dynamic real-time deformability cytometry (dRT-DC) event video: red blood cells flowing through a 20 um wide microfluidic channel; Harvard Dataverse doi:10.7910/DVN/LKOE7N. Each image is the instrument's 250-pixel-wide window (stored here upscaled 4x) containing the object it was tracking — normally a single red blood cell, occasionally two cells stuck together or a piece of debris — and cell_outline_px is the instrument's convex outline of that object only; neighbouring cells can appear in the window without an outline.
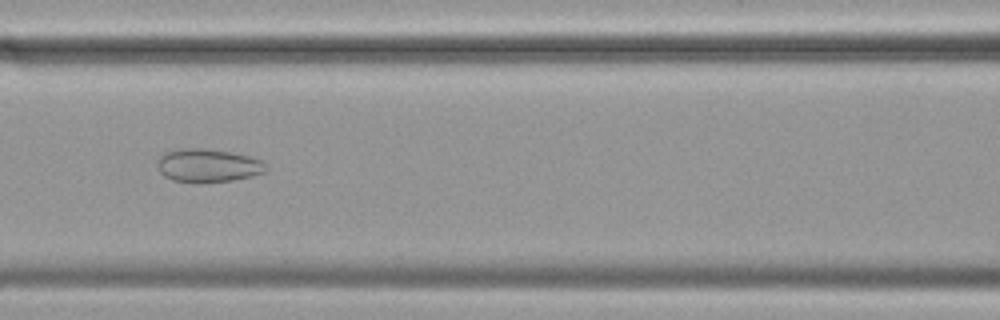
{"species": "common noctule bat (a hibernating species)", "species_latin": "Nyctalus noctula", "temperature_condition": "cold", "stored_images_in_passage": 55, "camera_frame_rate_fps": 3000, "um_per_image_px": 0.085, "animal": {"sex": "female", "body_mass_g": 19.9}, "frame": {"image": 1, "passage_image": 23, "time_ms": 7.333, "image_size_px": [1000, 320], "cell_outline_px": [[268, 168], [264, 172], [252, 176], [232, 180], [200, 184], [172, 180], [164, 176], [160, 172], [160, 156], [164, 152], [180, 148], [204, 148], [232, 152], [248, 156], [260, 160]], "centroid_in_image_um": [17.68, 14.08], "position_along_channel_um": 148.9, "area_um2": 21.15}}
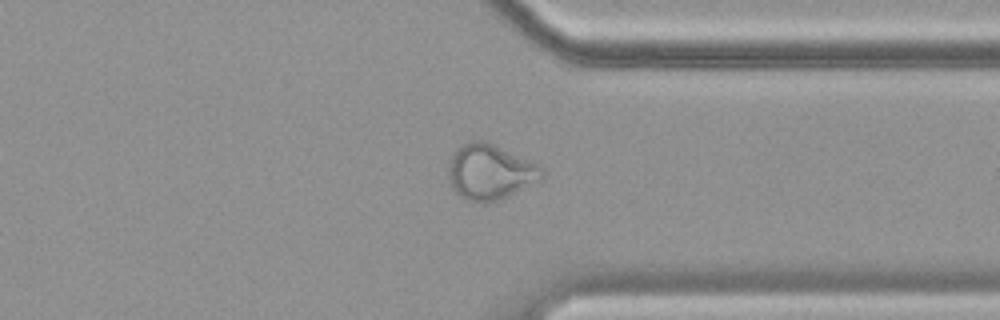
{"frame": {"image": 2, "passage_image": 42, "time_ms": 13.667, "image_size_px": [1000, 320], "cell_outline_px": [[544, 180], [508, 196], [488, 204], [468, 200], [460, 196], [448, 184], [448, 160], [456, 148], [472, 140], [484, 140], [536, 164], [544, 168]], "centroid_in_image_um": [41.64, 14.64], "position_along_channel_um": 369.8, "area_um2": 30.52}}
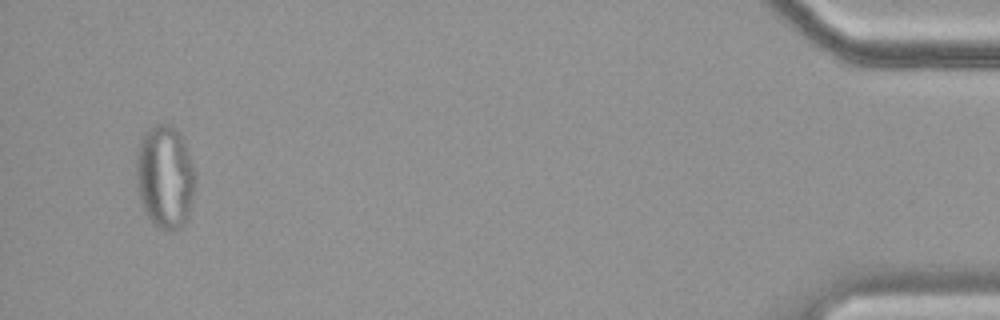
{"frame": {"image": 3, "passage_image": 53, "time_ms": 17.333, "image_size_px": [1000, 320], "cell_outline_px": [[196, 180], [188, 220], [180, 228], [172, 232], [168, 232], [160, 228], [148, 216], [140, 200], [136, 184], [136, 156], [140, 140], [144, 132], [152, 124], [168, 124], [184, 140], [196, 172]], "centroid_in_image_um": [14.03, 15.04], "position_along_channel_um": 421.2, "area_um2": 35.89}}